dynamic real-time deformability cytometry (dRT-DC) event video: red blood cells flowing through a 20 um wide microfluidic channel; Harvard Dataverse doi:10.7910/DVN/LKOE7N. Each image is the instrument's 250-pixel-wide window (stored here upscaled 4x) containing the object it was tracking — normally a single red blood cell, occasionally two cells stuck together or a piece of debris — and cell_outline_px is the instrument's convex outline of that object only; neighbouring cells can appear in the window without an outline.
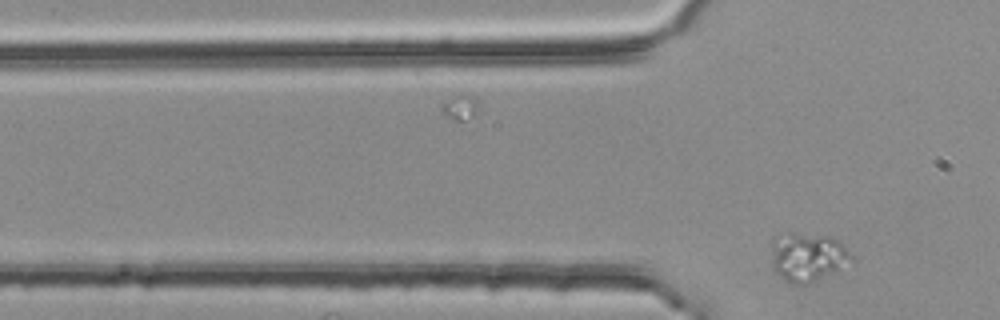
{"species": "common noctule bat (a hibernating species)", "species_latin": "Nyctalus noctula", "temperature_condition": "room temperature", "stored_images_in_passage": 3, "camera_frame_rate_fps": 3000, "um_per_image_px": 0.085, "animal": {"sex": "female", "body_mass_g": 25.1}, "frame": {"image": 1, "passage_image": 3, "time_ms": 0.667, "image_size_px": [1000, 320], "cell_outline_px": [[852, 256], [836, 268], [816, 280], [808, 284], [792, 284], [784, 280], [776, 272], [772, 264], [772, 240], [776, 236], [788, 232], [792, 232], [832, 236], [840, 240]], "centroid_in_image_um": [68.56, 21.79], "position_along_channel_um": 57.2, "area_um2": 22.25}}